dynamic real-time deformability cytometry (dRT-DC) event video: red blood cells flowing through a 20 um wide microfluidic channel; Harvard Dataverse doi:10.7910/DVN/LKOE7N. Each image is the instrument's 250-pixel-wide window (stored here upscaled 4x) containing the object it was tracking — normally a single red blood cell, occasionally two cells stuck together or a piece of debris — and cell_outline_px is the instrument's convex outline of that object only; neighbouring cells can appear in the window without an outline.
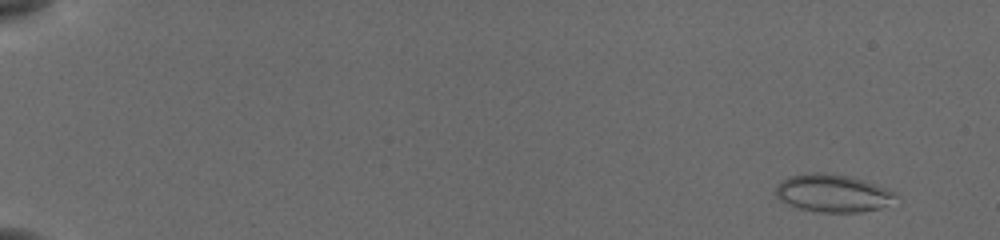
{"species": "common noctule bat (a hibernating species)", "species_latin": "Nyctalus noctula", "temperature_condition": "cold", "stored_images_in_passage": 53, "camera_frame_rate_fps": 3000, "um_per_image_px": 0.085, "animal": {"sex": "female", "body_mass_g": 19.5, "forearm_length_mm": 54.1}, "frame": {"image": 1, "passage_image": 2, "time_ms": 0.333, "image_size_px": [1000, 240], "cell_outline_px": [[900, 204], [860, 212], [820, 212], [796, 208], [780, 200], [776, 196], [776, 184], [780, 180], [788, 176], [816, 172], [824, 172], [848, 176], [896, 192]], "centroid_in_image_um": [70.82, 16.44], "position_along_channel_um": 14.2, "area_um2": 26.7}}
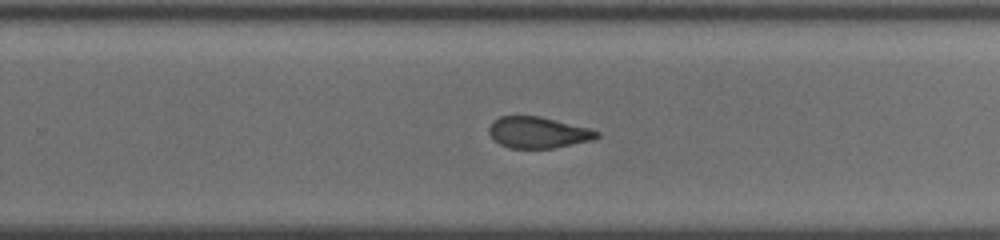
{"frame": {"image": 2, "passage_image": 36, "time_ms": 11.667, "image_size_px": [1000, 240], "cell_outline_px": [[600, 136], [592, 140], [552, 148], [508, 148], [500, 144], [488, 132], [488, 128], [492, 120], [500, 116], [540, 116], [588, 128], [600, 132]], "centroid_in_image_um": [45.71, 11.25], "position_along_channel_um": 284.1, "area_um2": 19.54}}
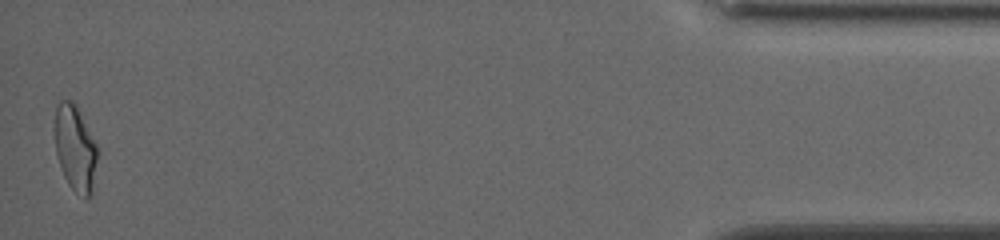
{"frame": {"image": 3, "passage_image": 53, "time_ms": 17.333, "image_size_px": [1000, 240], "cell_outline_px": [[96, 160], [92, 192], [84, 200], [68, 184], [64, 176], [56, 152], [52, 128], [56, 104], [60, 100], [72, 100], [76, 104], [96, 144]], "centroid_in_image_um": [6.34, 12.54], "position_along_channel_um": 428.9, "area_um2": 21.5}, "authors_computed_cell_mechanics": {"area_um2": 21.1548, "velocity_mm_per_s": 3.8669, "shape_relaxation_time_tau1_ms": 9.3879, "shape_relaxation_time_tau2_ms": 1.6502, "deformation_change_tau1": 0.1857, "deformation_change_tau2": 0.0752}}